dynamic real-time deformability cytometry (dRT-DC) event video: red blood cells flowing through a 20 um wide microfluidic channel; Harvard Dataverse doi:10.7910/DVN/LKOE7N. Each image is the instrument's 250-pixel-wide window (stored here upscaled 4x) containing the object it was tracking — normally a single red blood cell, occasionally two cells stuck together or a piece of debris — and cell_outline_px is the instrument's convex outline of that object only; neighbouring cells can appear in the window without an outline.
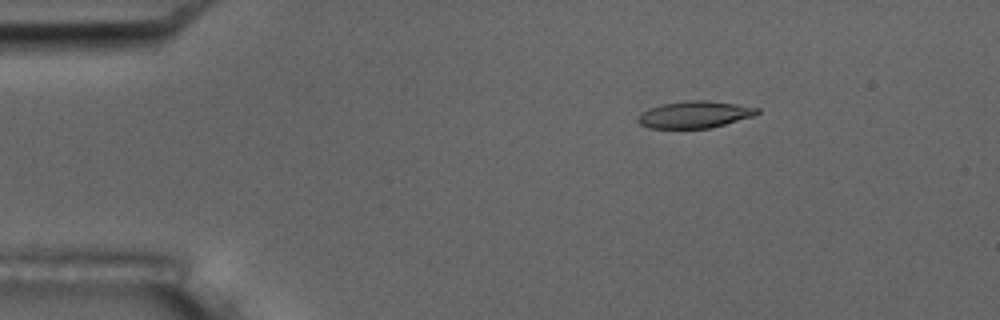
{"species": "common noctule bat (a hibernating species)", "species_latin": "Nyctalus noctula", "temperature_condition": "room temperature", "stored_images_in_passage": 54, "camera_frame_rate_fps": 3000, "um_per_image_px": 0.085, "animal": {"sex": "male", "body_mass_g": 17.5, "forearm_length_mm": 52.3}, "frame": {"image": 1, "passage_image": 9, "time_ms": 2.667, "image_size_px": [1000, 320], "cell_outline_px": [[760, 112], [756, 116], [712, 128], [648, 128], [640, 124], [636, 120], [640, 112], [648, 108], [660, 104], [688, 100], [704, 100], [736, 104], [760, 108]], "centroid_in_image_um": [59.05, 9.74], "position_along_channel_um": 25.9, "area_um2": 19.02}}
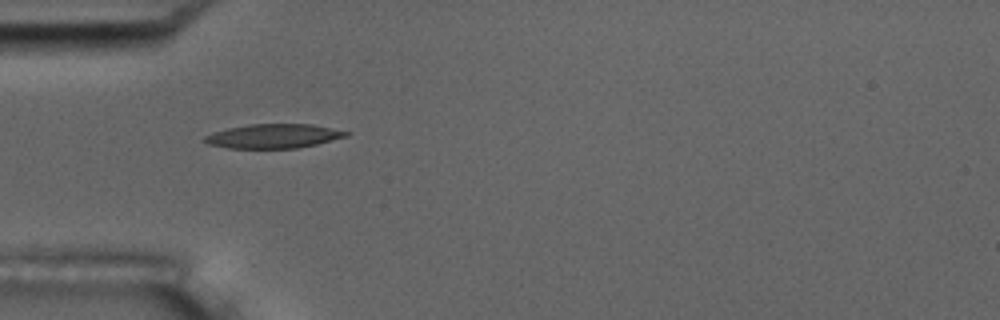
{"frame": {"image": 2, "passage_image": 17, "time_ms": 5.333, "image_size_px": [1000, 320], "cell_outline_px": [[352, 132], [348, 136], [316, 144], [296, 148], [228, 148], [208, 144], [200, 140], [204, 136], [212, 132], [228, 128], [248, 124], [312, 124]], "centroid_in_image_um": [23.22, 11.56], "position_along_channel_um": 61.8, "area_um2": 20.06}}
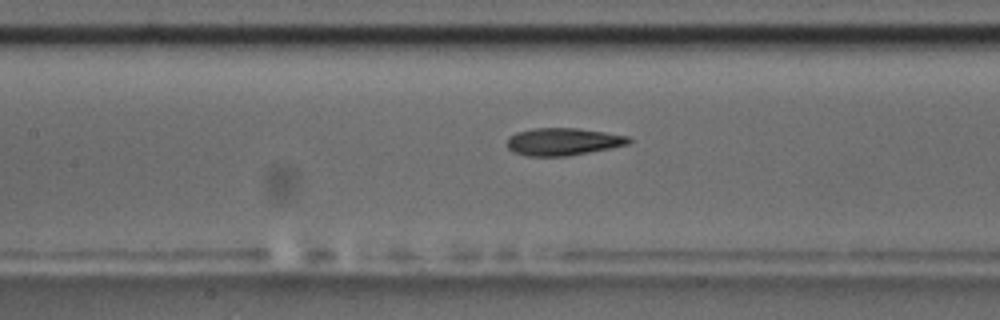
{"frame": {"image": 3, "passage_image": 25, "time_ms": 8.0, "image_size_px": [1000, 320], "cell_outline_px": [[632, 140], [628, 144], [568, 156], [528, 156], [512, 152], [508, 148], [508, 136], [516, 132], [532, 128], [576, 128], [604, 132], [628, 136]], "centroid_in_image_um": [47.81, 12.04], "position_along_channel_um": 159.6, "area_um2": 19.36}, "authors_computed_cell_mechanics": {"area_um2": 19.2763, "velocity_mm_per_s": 3.7327, "shape_relaxation_time_tau1_ms": null, "shape_relaxation_time_tau2_ms": 2.6037, "deformation_change_tau1": null, "deformation_change_tau2": 0.1253}}